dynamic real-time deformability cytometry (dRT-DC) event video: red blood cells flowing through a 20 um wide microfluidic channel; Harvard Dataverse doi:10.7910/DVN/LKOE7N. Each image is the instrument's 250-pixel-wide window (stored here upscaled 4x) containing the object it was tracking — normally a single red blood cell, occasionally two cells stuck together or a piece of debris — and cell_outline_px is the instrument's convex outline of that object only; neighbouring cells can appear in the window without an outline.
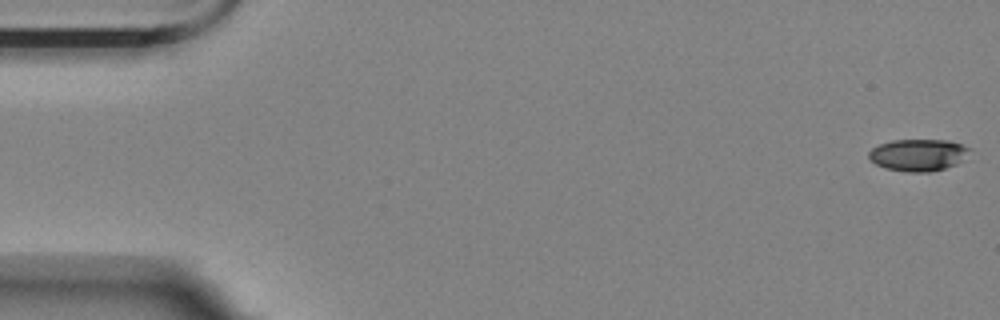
{"species": "Egyptian fruit bat (a non-hibernating species)", "species_latin": "Rousettus aegyptiacus", "temperature_condition": "room temperature", "stored_images_in_passage": 57, "camera_frame_rate_fps": 3000, "um_per_image_px": 0.085, "animal": {"sex": "female"}, "frame": {"image": 1, "passage_image": 1, "time_ms": 0.0, "image_size_px": [1000, 320], "cell_outline_px": [[972, 148], [956, 164], [944, 168], [928, 172], [904, 172], [884, 168], [876, 164], [868, 156], [868, 152], [872, 148], [880, 144], [892, 140], [948, 140]], "centroid_in_image_um": [78.01, 13.17], "position_along_channel_um": 7.0, "area_um2": 18.61}}
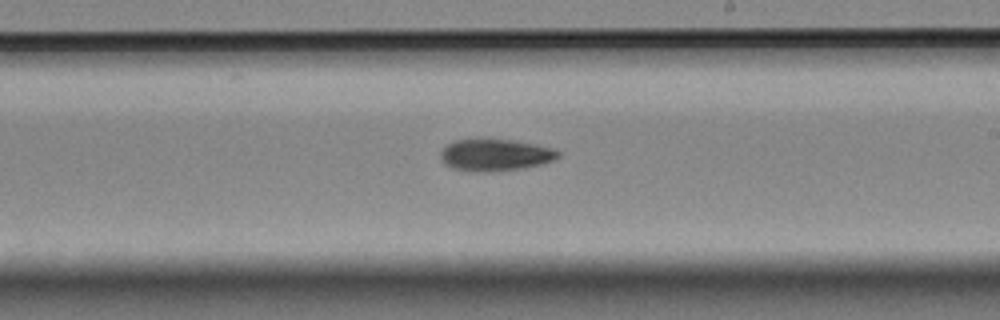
{"frame": {"image": 2, "passage_image": 33, "time_ms": 10.667, "image_size_px": [1000, 320], "cell_outline_px": [[560, 156], [552, 160], [540, 164], [520, 168], [484, 172], [452, 168], [444, 164], [440, 160], [440, 152], [448, 144], [456, 140], [512, 140], [552, 148], [560, 152]], "centroid_in_image_um": [42.06, 13.18], "position_along_channel_um": 246.9, "area_um2": 21.27}}
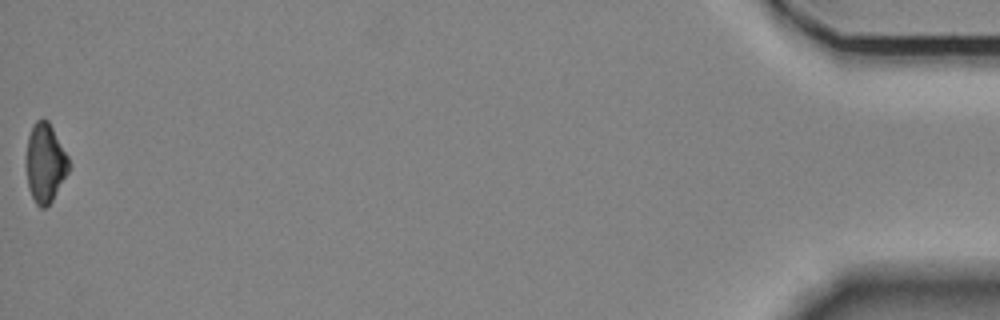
{"frame": {"image": 3, "passage_image": 57, "time_ms": 18.667, "image_size_px": [1000, 320], "cell_outline_px": [[72, 164], [68, 172], [52, 200], [44, 208], [40, 208], [36, 204], [28, 188], [28, 136], [32, 124], [36, 120], [48, 120], [68, 156]], "centroid_in_image_um": [3.87, 13.85], "position_along_channel_um": 431.3, "area_um2": 19.19}, "authors_computed_cell_mechanics": {"area_um2": 20.9814, "velocity_mm_per_s": 3.5173, "shape_relaxation_time_tau1_ms": 3.9226, "shape_relaxation_time_tau2_ms": null, "deformation_change_tau1": 0.112, "deformation_change_tau2": null}}